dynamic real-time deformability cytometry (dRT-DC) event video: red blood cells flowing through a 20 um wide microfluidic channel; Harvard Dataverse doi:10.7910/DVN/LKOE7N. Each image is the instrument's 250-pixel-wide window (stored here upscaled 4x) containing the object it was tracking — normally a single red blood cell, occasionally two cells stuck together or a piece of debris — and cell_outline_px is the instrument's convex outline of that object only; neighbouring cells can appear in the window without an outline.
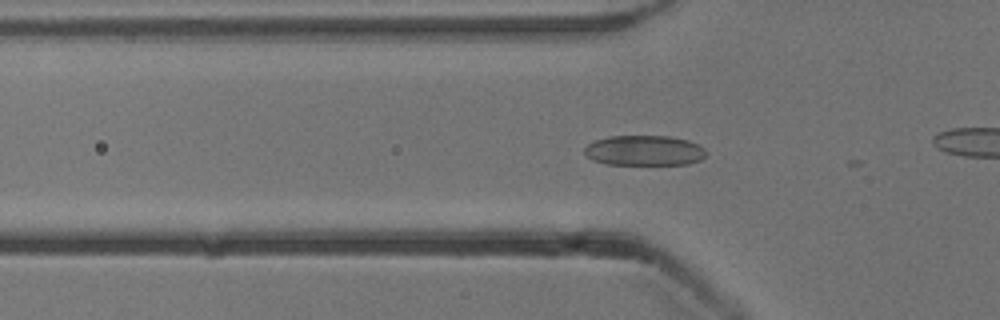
{"species": "common noctule bat (a hibernating species)", "species_latin": "Nyctalus noctula", "temperature_condition": "cold", "stored_images_in_passage": 18, "camera_frame_rate_fps": 3000, "um_per_image_px": 0.085, "animal": {"sex": "male", "body_mass_g": 13.3}, "frame": {"image": 1, "passage_image": 17, "time_ms": 5.333, "image_size_px": [1000, 320], "cell_outline_px": [[708, 152], [700, 160], [688, 164], [604, 164], [592, 160], [584, 152], [584, 148], [588, 144], [596, 140], [612, 136], [668, 136], [688, 140], [704, 148]], "centroid_in_image_um": [54.77, 12.8], "position_along_channel_um": 71.0, "area_um2": 21.33}}